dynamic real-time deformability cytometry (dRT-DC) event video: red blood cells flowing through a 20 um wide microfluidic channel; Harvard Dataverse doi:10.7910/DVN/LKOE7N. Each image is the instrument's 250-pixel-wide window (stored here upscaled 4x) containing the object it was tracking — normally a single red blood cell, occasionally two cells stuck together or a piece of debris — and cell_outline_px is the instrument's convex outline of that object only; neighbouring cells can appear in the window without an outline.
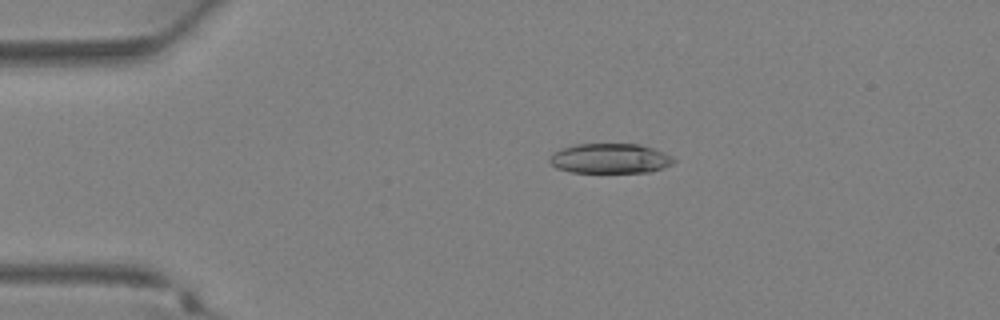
{"species": "Egyptian fruit bat (a non-hibernating species)", "species_latin": "Rousettus aegyptiacus", "temperature_condition": "warm", "stored_images_in_passage": 37, "camera_frame_rate_fps": 3000, "um_per_image_px": 0.085, "animal": {"sex": "female"}, "frame": {"image": 1, "passage_image": 8, "time_ms": 2.333, "image_size_px": [1000, 320], "cell_outline_px": [[676, 160], [672, 164], [664, 168], [648, 172], [572, 172], [556, 168], [548, 160], [552, 152], [576, 144], [640, 144], [664, 152], [672, 156]], "centroid_in_image_um": [51.87, 13.47], "position_along_channel_um": 33.1, "area_um2": 21.62}}
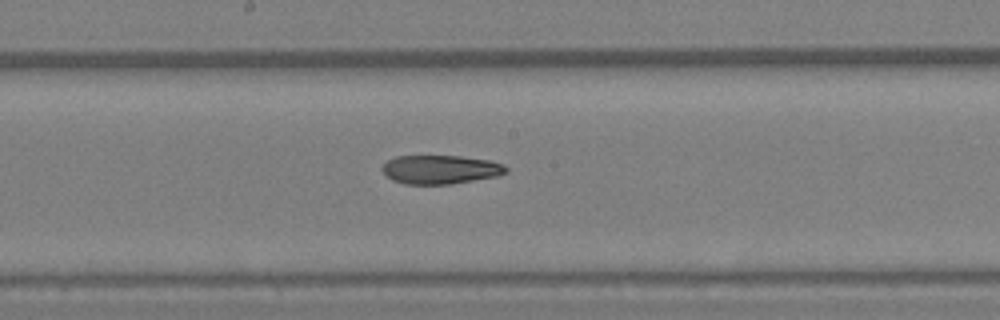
{"frame": {"image": 2, "passage_image": 20, "time_ms": 6.333, "image_size_px": [1000, 320], "cell_outline_px": [[508, 172], [500, 176], [452, 184], [404, 184], [392, 180], [380, 168], [388, 160], [396, 156], [460, 156], [488, 160], [504, 164], [508, 168]], "centroid_in_image_um": [37.48, 14.41], "position_along_channel_um": 210.7, "area_um2": 20.92}}
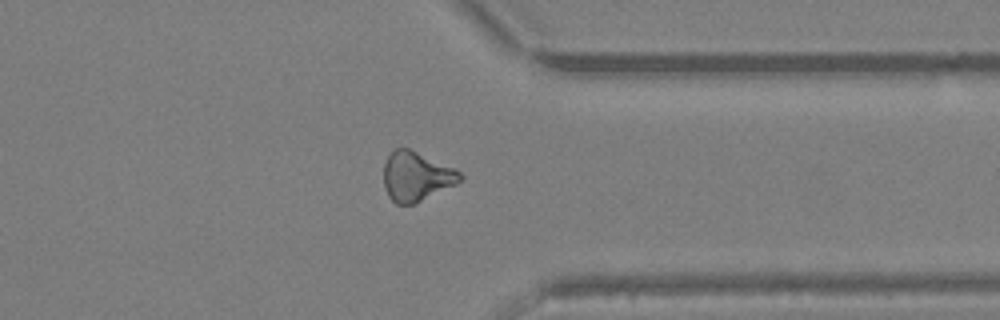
{"frame": {"image": 3, "passage_image": 29, "time_ms": 9.333, "image_size_px": [1000, 320], "cell_outline_px": [[464, 176], [456, 184], [416, 204], [396, 204], [388, 196], [384, 188], [384, 164], [388, 156], [396, 148], [408, 148], [452, 168], [460, 172]], "centroid_in_image_um": [35.36, 15.03], "position_along_channel_um": 376.0, "area_um2": 21.73}}